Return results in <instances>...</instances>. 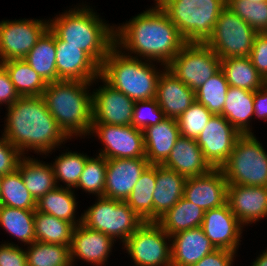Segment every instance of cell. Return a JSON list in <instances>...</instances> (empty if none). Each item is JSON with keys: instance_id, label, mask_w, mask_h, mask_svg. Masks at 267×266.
Wrapping results in <instances>:
<instances>
[{"instance_id": "46", "label": "cell", "mask_w": 267, "mask_h": 266, "mask_svg": "<svg viewBox=\"0 0 267 266\" xmlns=\"http://www.w3.org/2000/svg\"><path fill=\"white\" fill-rule=\"evenodd\" d=\"M249 58L265 80L267 78V32L256 35Z\"/></svg>"}, {"instance_id": "22", "label": "cell", "mask_w": 267, "mask_h": 266, "mask_svg": "<svg viewBox=\"0 0 267 266\" xmlns=\"http://www.w3.org/2000/svg\"><path fill=\"white\" fill-rule=\"evenodd\" d=\"M155 99L165 117L177 119L195 102V91L173 75L167 67H163Z\"/></svg>"}, {"instance_id": "32", "label": "cell", "mask_w": 267, "mask_h": 266, "mask_svg": "<svg viewBox=\"0 0 267 266\" xmlns=\"http://www.w3.org/2000/svg\"><path fill=\"white\" fill-rule=\"evenodd\" d=\"M221 70L231 87L256 91L264 86V79L249 57L221 59Z\"/></svg>"}, {"instance_id": "25", "label": "cell", "mask_w": 267, "mask_h": 266, "mask_svg": "<svg viewBox=\"0 0 267 266\" xmlns=\"http://www.w3.org/2000/svg\"><path fill=\"white\" fill-rule=\"evenodd\" d=\"M145 157L150 165H162L180 137L177 119L166 117L143 130Z\"/></svg>"}, {"instance_id": "50", "label": "cell", "mask_w": 267, "mask_h": 266, "mask_svg": "<svg viewBox=\"0 0 267 266\" xmlns=\"http://www.w3.org/2000/svg\"><path fill=\"white\" fill-rule=\"evenodd\" d=\"M267 120V87L254 91V117Z\"/></svg>"}, {"instance_id": "14", "label": "cell", "mask_w": 267, "mask_h": 266, "mask_svg": "<svg viewBox=\"0 0 267 266\" xmlns=\"http://www.w3.org/2000/svg\"><path fill=\"white\" fill-rule=\"evenodd\" d=\"M103 85L93 89L92 124L132 125L135 101L113 88L101 76Z\"/></svg>"}, {"instance_id": "34", "label": "cell", "mask_w": 267, "mask_h": 266, "mask_svg": "<svg viewBox=\"0 0 267 266\" xmlns=\"http://www.w3.org/2000/svg\"><path fill=\"white\" fill-rule=\"evenodd\" d=\"M74 227L69 221L35 210V241L70 246Z\"/></svg>"}, {"instance_id": "44", "label": "cell", "mask_w": 267, "mask_h": 266, "mask_svg": "<svg viewBox=\"0 0 267 266\" xmlns=\"http://www.w3.org/2000/svg\"><path fill=\"white\" fill-rule=\"evenodd\" d=\"M164 112L155 98L150 100L135 101L132 125L143 131L151 125H156L165 119Z\"/></svg>"}, {"instance_id": "28", "label": "cell", "mask_w": 267, "mask_h": 266, "mask_svg": "<svg viewBox=\"0 0 267 266\" xmlns=\"http://www.w3.org/2000/svg\"><path fill=\"white\" fill-rule=\"evenodd\" d=\"M42 162L24 155L18 164L23 183L36 201L57 187L52 165Z\"/></svg>"}, {"instance_id": "5", "label": "cell", "mask_w": 267, "mask_h": 266, "mask_svg": "<svg viewBox=\"0 0 267 266\" xmlns=\"http://www.w3.org/2000/svg\"><path fill=\"white\" fill-rule=\"evenodd\" d=\"M155 66L152 61L128 56L114 46L100 67V76L133 101L150 100L156 96L163 72Z\"/></svg>"}, {"instance_id": "53", "label": "cell", "mask_w": 267, "mask_h": 266, "mask_svg": "<svg viewBox=\"0 0 267 266\" xmlns=\"http://www.w3.org/2000/svg\"><path fill=\"white\" fill-rule=\"evenodd\" d=\"M156 5H158L162 0H155Z\"/></svg>"}, {"instance_id": "38", "label": "cell", "mask_w": 267, "mask_h": 266, "mask_svg": "<svg viewBox=\"0 0 267 266\" xmlns=\"http://www.w3.org/2000/svg\"><path fill=\"white\" fill-rule=\"evenodd\" d=\"M25 254L27 266H72L70 246L34 241Z\"/></svg>"}, {"instance_id": "48", "label": "cell", "mask_w": 267, "mask_h": 266, "mask_svg": "<svg viewBox=\"0 0 267 266\" xmlns=\"http://www.w3.org/2000/svg\"><path fill=\"white\" fill-rule=\"evenodd\" d=\"M236 252L226 249H215L199 262L188 266H232Z\"/></svg>"}, {"instance_id": "8", "label": "cell", "mask_w": 267, "mask_h": 266, "mask_svg": "<svg viewBox=\"0 0 267 266\" xmlns=\"http://www.w3.org/2000/svg\"><path fill=\"white\" fill-rule=\"evenodd\" d=\"M97 202L82 213V224L99 231L114 241H125L144 223L125 201L98 197ZM116 239V240H115Z\"/></svg>"}, {"instance_id": "31", "label": "cell", "mask_w": 267, "mask_h": 266, "mask_svg": "<svg viewBox=\"0 0 267 266\" xmlns=\"http://www.w3.org/2000/svg\"><path fill=\"white\" fill-rule=\"evenodd\" d=\"M204 212L199 206L182 197L156 223L170 236L202 226Z\"/></svg>"}, {"instance_id": "17", "label": "cell", "mask_w": 267, "mask_h": 266, "mask_svg": "<svg viewBox=\"0 0 267 266\" xmlns=\"http://www.w3.org/2000/svg\"><path fill=\"white\" fill-rule=\"evenodd\" d=\"M228 183L220 168H213L202 176L186 178L183 197L203 211L227 203Z\"/></svg>"}, {"instance_id": "37", "label": "cell", "mask_w": 267, "mask_h": 266, "mask_svg": "<svg viewBox=\"0 0 267 266\" xmlns=\"http://www.w3.org/2000/svg\"><path fill=\"white\" fill-rule=\"evenodd\" d=\"M0 205L36 210L37 201L25 187L18 169L1 177Z\"/></svg>"}, {"instance_id": "6", "label": "cell", "mask_w": 267, "mask_h": 266, "mask_svg": "<svg viewBox=\"0 0 267 266\" xmlns=\"http://www.w3.org/2000/svg\"><path fill=\"white\" fill-rule=\"evenodd\" d=\"M158 5L186 42L205 43L227 0H162Z\"/></svg>"}, {"instance_id": "49", "label": "cell", "mask_w": 267, "mask_h": 266, "mask_svg": "<svg viewBox=\"0 0 267 266\" xmlns=\"http://www.w3.org/2000/svg\"><path fill=\"white\" fill-rule=\"evenodd\" d=\"M20 96L16 91L8 72L0 64V105L11 106Z\"/></svg>"}, {"instance_id": "39", "label": "cell", "mask_w": 267, "mask_h": 266, "mask_svg": "<svg viewBox=\"0 0 267 266\" xmlns=\"http://www.w3.org/2000/svg\"><path fill=\"white\" fill-rule=\"evenodd\" d=\"M229 84L220 69L195 90V101L205 106L213 115H221Z\"/></svg>"}, {"instance_id": "26", "label": "cell", "mask_w": 267, "mask_h": 266, "mask_svg": "<svg viewBox=\"0 0 267 266\" xmlns=\"http://www.w3.org/2000/svg\"><path fill=\"white\" fill-rule=\"evenodd\" d=\"M185 181L186 177L182 174L162 165H156L153 222H156L183 197Z\"/></svg>"}, {"instance_id": "20", "label": "cell", "mask_w": 267, "mask_h": 266, "mask_svg": "<svg viewBox=\"0 0 267 266\" xmlns=\"http://www.w3.org/2000/svg\"><path fill=\"white\" fill-rule=\"evenodd\" d=\"M227 203L243 226L251 225L267 217V187L228 185Z\"/></svg>"}, {"instance_id": "33", "label": "cell", "mask_w": 267, "mask_h": 266, "mask_svg": "<svg viewBox=\"0 0 267 266\" xmlns=\"http://www.w3.org/2000/svg\"><path fill=\"white\" fill-rule=\"evenodd\" d=\"M156 184V165H149L133 187L126 203L144 221L153 222V192Z\"/></svg>"}, {"instance_id": "41", "label": "cell", "mask_w": 267, "mask_h": 266, "mask_svg": "<svg viewBox=\"0 0 267 266\" xmlns=\"http://www.w3.org/2000/svg\"><path fill=\"white\" fill-rule=\"evenodd\" d=\"M107 170V159L98 155L96 158L89 157L85 163L83 172L79 177L76 188L97 197H103Z\"/></svg>"}, {"instance_id": "36", "label": "cell", "mask_w": 267, "mask_h": 266, "mask_svg": "<svg viewBox=\"0 0 267 266\" xmlns=\"http://www.w3.org/2000/svg\"><path fill=\"white\" fill-rule=\"evenodd\" d=\"M8 72L20 97L42 96L47 83L23 59L0 63Z\"/></svg>"}, {"instance_id": "10", "label": "cell", "mask_w": 267, "mask_h": 266, "mask_svg": "<svg viewBox=\"0 0 267 266\" xmlns=\"http://www.w3.org/2000/svg\"><path fill=\"white\" fill-rule=\"evenodd\" d=\"M167 69L195 91L221 69V59L206 43L187 42Z\"/></svg>"}, {"instance_id": "15", "label": "cell", "mask_w": 267, "mask_h": 266, "mask_svg": "<svg viewBox=\"0 0 267 266\" xmlns=\"http://www.w3.org/2000/svg\"><path fill=\"white\" fill-rule=\"evenodd\" d=\"M240 135L225 117L213 115L195 140L209 164L213 168H221Z\"/></svg>"}, {"instance_id": "3", "label": "cell", "mask_w": 267, "mask_h": 266, "mask_svg": "<svg viewBox=\"0 0 267 266\" xmlns=\"http://www.w3.org/2000/svg\"><path fill=\"white\" fill-rule=\"evenodd\" d=\"M81 6L48 20L49 29L66 45L85 51L101 67L115 46V25L106 24L90 6Z\"/></svg>"}, {"instance_id": "24", "label": "cell", "mask_w": 267, "mask_h": 266, "mask_svg": "<svg viewBox=\"0 0 267 266\" xmlns=\"http://www.w3.org/2000/svg\"><path fill=\"white\" fill-rule=\"evenodd\" d=\"M171 239V266L195 264L216 249L201 226L178 232Z\"/></svg>"}, {"instance_id": "21", "label": "cell", "mask_w": 267, "mask_h": 266, "mask_svg": "<svg viewBox=\"0 0 267 266\" xmlns=\"http://www.w3.org/2000/svg\"><path fill=\"white\" fill-rule=\"evenodd\" d=\"M114 242L116 241L104 233L89 229L82 223L75 226L70 245L72 266L76 259L84 260L95 266L105 265Z\"/></svg>"}, {"instance_id": "47", "label": "cell", "mask_w": 267, "mask_h": 266, "mask_svg": "<svg viewBox=\"0 0 267 266\" xmlns=\"http://www.w3.org/2000/svg\"><path fill=\"white\" fill-rule=\"evenodd\" d=\"M0 266H27L25 248L9 242L1 244Z\"/></svg>"}, {"instance_id": "43", "label": "cell", "mask_w": 267, "mask_h": 266, "mask_svg": "<svg viewBox=\"0 0 267 266\" xmlns=\"http://www.w3.org/2000/svg\"><path fill=\"white\" fill-rule=\"evenodd\" d=\"M212 116L205 106L195 101L177 118L180 136L196 139Z\"/></svg>"}, {"instance_id": "13", "label": "cell", "mask_w": 267, "mask_h": 266, "mask_svg": "<svg viewBox=\"0 0 267 266\" xmlns=\"http://www.w3.org/2000/svg\"><path fill=\"white\" fill-rule=\"evenodd\" d=\"M89 135L100 139L98 155L106 159L146 158L143 131L133 125L92 124Z\"/></svg>"}, {"instance_id": "29", "label": "cell", "mask_w": 267, "mask_h": 266, "mask_svg": "<svg viewBox=\"0 0 267 266\" xmlns=\"http://www.w3.org/2000/svg\"><path fill=\"white\" fill-rule=\"evenodd\" d=\"M46 82H57L55 34L48 28L23 59Z\"/></svg>"}, {"instance_id": "2", "label": "cell", "mask_w": 267, "mask_h": 266, "mask_svg": "<svg viewBox=\"0 0 267 266\" xmlns=\"http://www.w3.org/2000/svg\"><path fill=\"white\" fill-rule=\"evenodd\" d=\"M7 110L2 135L23 155L34 150L46 156L70 139L48 111L42 96L20 97Z\"/></svg>"}, {"instance_id": "4", "label": "cell", "mask_w": 267, "mask_h": 266, "mask_svg": "<svg viewBox=\"0 0 267 266\" xmlns=\"http://www.w3.org/2000/svg\"><path fill=\"white\" fill-rule=\"evenodd\" d=\"M66 81L47 83L42 97L48 111L70 138L88 135L92 126L90 86L99 82ZM89 89V90H88Z\"/></svg>"}, {"instance_id": "30", "label": "cell", "mask_w": 267, "mask_h": 266, "mask_svg": "<svg viewBox=\"0 0 267 266\" xmlns=\"http://www.w3.org/2000/svg\"><path fill=\"white\" fill-rule=\"evenodd\" d=\"M73 188L57 186L55 189L47 192L37 201L36 210L50 214L54 217L69 221L74 226L82 223L81 217L76 218L77 203ZM77 219V220H76Z\"/></svg>"}, {"instance_id": "40", "label": "cell", "mask_w": 267, "mask_h": 266, "mask_svg": "<svg viewBox=\"0 0 267 266\" xmlns=\"http://www.w3.org/2000/svg\"><path fill=\"white\" fill-rule=\"evenodd\" d=\"M89 156L87 154L78 153V152H72L71 151H65L57 156L55 158V162H53L52 168L54 171L55 180L57 183V186L62 187V185L58 184V182L65 183L64 187L66 188H72L73 189L77 186L79 177L81 176V173L83 172L85 163Z\"/></svg>"}, {"instance_id": "16", "label": "cell", "mask_w": 267, "mask_h": 266, "mask_svg": "<svg viewBox=\"0 0 267 266\" xmlns=\"http://www.w3.org/2000/svg\"><path fill=\"white\" fill-rule=\"evenodd\" d=\"M202 229L216 249L236 252L243 225L230 210L228 203L204 212Z\"/></svg>"}, {"instance_id": "42", "label": "cell", "mask_w": 267, "mask_h": 266, "mask_svg": "<svg viewBox=\"0 0 267 266\" xmlns=\"http://www.w3.org/2000/svg\"><path fill=\"white\" fill-rule=\"evenodd\" d=\"M226 6L258 33L267 32V2L227 0Z\"/></svg>"}, {"instance_id": "11", "label": "cell", "mask_w": 267, "mask_h": 266, "mask_svg": "<svg viewBox=\"0 0 267 266\" xmlns=\"http://www.w3.org/2000/svg\"><path fill=\"white\" fill-rule=\"evenodd\" d=\"M123 245L134 266H171V236L156 222H144Z\"/></svg>"}, {"instance_id": "54", "label": "cell", "mask_w": 267, "mask_h": 266, "mask_svg": "<svg viewBox=\"0 0 267 266\" xmlns=\"http://www.w3.org/2000/svg\"><path fill=\"white\" fill-rule=\"evenodd\" d=\"M264 85L267 87V78L264 80Z\"/></svg>"}, {"instance_id": "9", "label": "cell", "mask_w": 267, "mask_h": 266, "mask_svg": "<svg viewBox=\"0 0 267 266\" xmlns=\"http://www.w3.org/2000/svg\"><path fill=\"white\" fill-rule=\"evenodd\" d=\"M257 34V31L226 6L205 43L220 59L249 57Z\"/></svg>"}, {"instance_id": "1", "label": "cell", "mask_w": 267, "mask_h": 266, "mask_svg": "<svg viewBox=\"0 0 267 266\" xmlns=\"http://www.w3.org/2000/svg\"><path fill=\"white\" fill-rule=\"evenodd\" d=\"M126 22L115 25V46L128 56L167 67L187 43L159 5Z\"/></svg>"}, {"instance_id": "35", "label": "cell", "mask_w": 267, "mask_h": 266, "mask_svg": "<svg viewBox=\"0 0 267 266\" xmlns=\"http://www.w3.org/2000/svg\"><path fill=\"white\" fill-rule=\"evenodd\" d=\"M35 210L0 205V227L25 245L35 241Z\"/></svg>"}, {"instance_id": "51", "label": "cell", "mask_w": 267, "mask_h": 266, "mask_svg": "<svg viewBox=\"0 0 267 266\" xmlns=\"http://www.w3.org/2000/svg\"><path fill=\"white\" fill-rule=\"evenodd\" d=\"M258 256L251 266H267V249Z\"/></svg>"}, {"instance_id": "23", "label": "cell", "mask_w": 267, "mask_h": 266, "mask_svg": "<svg viewBox=\"0 0 267 266\" xmlns=\"http://www.w3.org/2000/svg\"><path fill=\"white\" fill-rule=\"evenodd\" d=\"M163 167L176 171L186 178L202 176L213 167L204 158L203 152L194 138L180 136L172 148Z\"/></svg>"}, {"instance_id": "18", "label": "cell", "mask_w": 267, "mask_h": 266, "mask_svg": "<svg viewBox=\"0 0 267 266\" xmlns=\"http://www.w3.org/2000/svg\"><path fill=\"white\" fill-rule=\"evenodd\" d=\"M149 165L146 158L107 159L103 197L126 201L141 174Z\"/></svg>"}, {"instance_id": "27", "label": "cell", "mask_w": 267, "mask_h": 266, "mask_svg": "<svg viewBox=\"0 0 267 266\" xmlns=\"http://www.w3.org/2000/svg\"><path fill=\"white\" fill-rule=\"evenodd\" d=\"M221 115L240 134H252L250 122L254 117V92L229 86Z\"/></svg>"}, {"instance_id": "52", "label": "cell", "mask_w": 267, "mask_h": 266, "mask_svg": "<svg viewBox=\"0 0 267 266\" xmlns=\"http://www.w3.org/2000/svg\"><path fill=\"white\" fill-rule=\"evenodd\" d=\"M250 2H267V0H249Z\"/></svg>"}, {"instance_id": "12", "label": "cell", "mask_w": 267, "mask_h": 266, "mask_svg": "<svg viewBox=\"0 0 267 266\" xmlns=\"http://www.w3.org/2000/svg\"><path fill=\"white\" fill-rule=\"evenodd\" d=\"M48 28L47 20L0 21V63L24 59Z\"/></svg>"}, {"instance_id": "45", "label": "cell", "mask_w": 267, "mask_h": 266, "mask_svg": "<svg viewBox=\"0 0 267 266\" xmlns=\"http://www.w3.org/2000/svg\"><path fill=\"white\" fill-rule=\"evenodd\" d=\"M24 155L3 135L0 137V175L10 174L18 169Z\"/></svg>"}, {"instance_id": "7", "label": "cell", "mask_w": 267, "mask_h": 266, "mask_svg": "<svg viewBox=\"0 0 267 266\" xmlns=\"http://www.w3.org/2000/svg\"><path fill=\"white\" fill-rule=\"evenodd\" d=\"M228 185L266 186L267 152L252 134H241L220 168Z\"/></svg>"}, {"instance_id": "19", "label": "cell", "mask_w": 267, "mask_h": 266, "mask_svg": "<svg viewBox=\"0 0 267 266\" xmlns=\"http://www.w3.org/2000/svg\"><path fill=\"white\" fill-rule=\"evenodd\" d=\"M58 81L93 82L100 76V66L83 50L66 45L55 35Z\"/></svg>"}]
</instances>
